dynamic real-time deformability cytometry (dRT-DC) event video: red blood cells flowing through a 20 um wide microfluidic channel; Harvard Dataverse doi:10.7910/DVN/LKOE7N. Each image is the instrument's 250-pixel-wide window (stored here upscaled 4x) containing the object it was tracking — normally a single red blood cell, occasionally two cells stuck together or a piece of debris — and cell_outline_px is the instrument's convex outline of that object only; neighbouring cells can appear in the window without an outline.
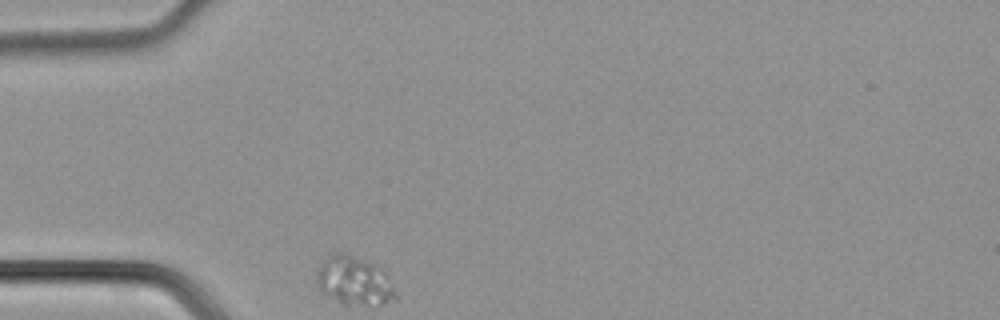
{"species": "common noctule bat (a hibernating species)", "species_latin": "Nyctalus noctula", "temperature_condition": "cold", "stored_images_in_passage": 28, "camera_frame_rate_fps": 3000, "um_per_image_px": 0.085, "animal": {"sex": "male", "body_mass_g": 21.5, "forearm_length_mm": 52.0}, "frame": {"image": 1, "passage_image": 1, "time_ms": 0.0, "image_size_px": [1000, 320], "cell_outline_px": [[400, 296], [396, 300], [368, 304], [340, 304], [324, 292], [320, 288], [316, 280], [316, 272], [320, 264], [332, 252], [344, 252], [376, 264], [384, 272]], "centroid_in_image_um": [30.11, 23.84], "position_along_channel_um": 54.9, "area_um2": 22.31}}
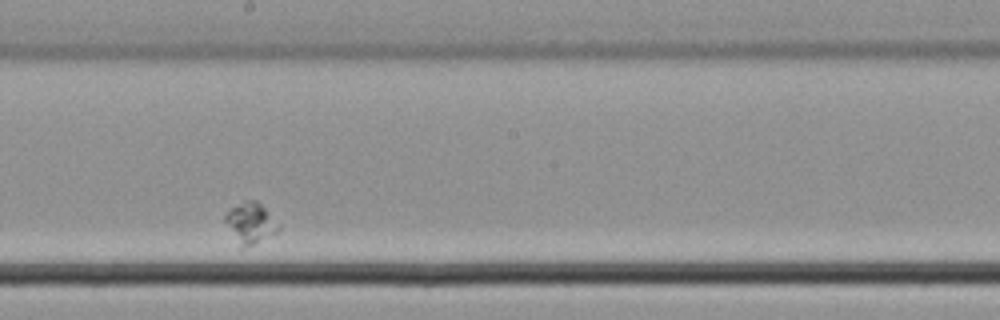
{"frame": {"image": 2, "passage_image": 16, "time_ms": 5.0, "image_size_px": [1000, 320], "cell_outline_px": [[280, 228], [276, 232], [256, 244], [244, 248], [240, 248], [224, 220], [224, 216], [232, 208], [244, 200], [256, 200], [280, 224]], "centroid_in_image_um": [21.29, 18.98], "position_along_channel_um": 226.9, "area_um2": 12.54}}
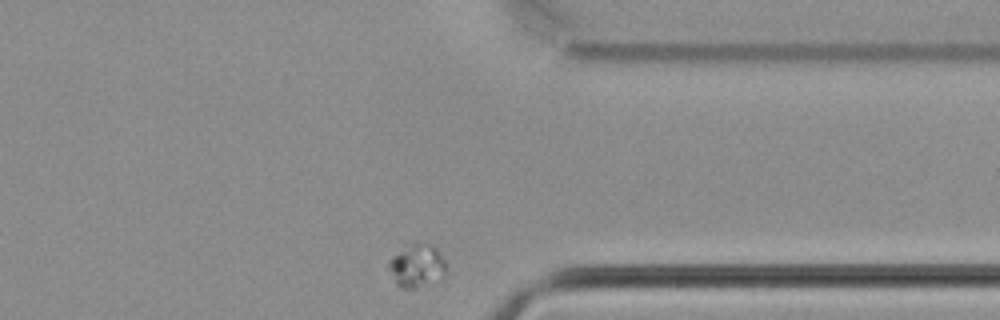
{"frame": {"image": 3, "passage_image": 28, "time_ms": 9.0, "image_size_px": [1000, 320], "cell_outline_px": [[448, 268], [444, 276], [416, 288], [404, 288], [396, 284], [388, 268], [388, 260], [392, 256], [412, 240], [436, 248], [444, 260]], "centroid_in_image_um": [35.41, 22.56], "position_along_channel_um": 376.0, "area_um2": 14.45}}